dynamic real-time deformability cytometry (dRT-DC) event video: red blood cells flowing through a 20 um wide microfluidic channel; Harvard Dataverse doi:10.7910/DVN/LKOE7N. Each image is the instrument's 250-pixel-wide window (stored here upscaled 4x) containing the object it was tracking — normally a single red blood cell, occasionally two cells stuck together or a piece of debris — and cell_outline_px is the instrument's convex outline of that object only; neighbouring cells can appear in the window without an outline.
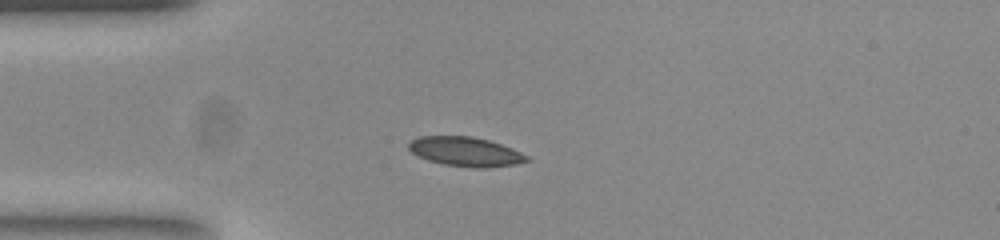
{"species": "common noctule bat (a hibernating species)", "species_latin": "Nyctalus noctula", "temperature_condition": "room temperature", "stored_images_in_passage": 40, "camera_frame_rate_fps": 3000, "um_per_image_px": 0.085, "animal": {"sex": "female", "body_mass_g": 23.0, "forearm_length_mm": 53.4}, "frame": {"image": 1, "passage_image": 1, "time_ms": 0.0, "image_size_px": [1000, 240], "cell_outline_px": [[528, 160], [516, 164], [484, 168], [480, 168], [444, 164], [428, 160], [412, 152], [408, 148], [408, 144], [412, 140], [420, 136], [472, 136], [488, 140], [512, 148], [528, 156]], "centroid_in_image_um": [39.56, 12.88], "position_along_channel_um": 45.4, "area_um2": 19.88}}
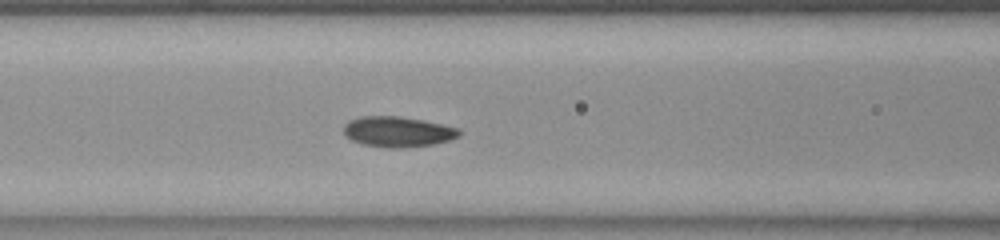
{"frame": {"image": 2, "passage_image": 9, "time_ms": 2.667, "image_size_px": [1000, 240], "cell_outline_px": [[460, 132], [456, 136], [448, 140], [432, 144], [400, 148], [388, 148], [364, 144], [352, 140], [344, 132], [344, 124], [348, 120], [360, 116], [400, 116], [424, 120], [460, 128]], "centroid_in_image_um": [33.78, 11.18], "position_along_channel_um": 132.8, "area_um2": 20.35}}
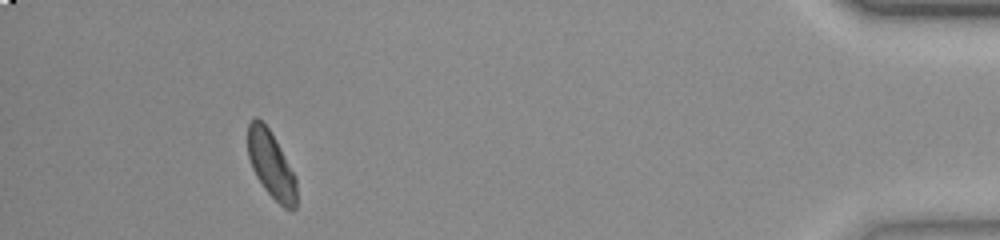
{"frame": {"image": 3, "passage_image": 36, "time_ms": 11.667, "image_size_px": [1000, 240], "cell_outline_px": [[296, 208], [292, 212], [284, 208], [264, 188], [256, 176], [252, 168], [248, 156], [248, 124], [256, 116], [268, 128], [276, 140], [296, 176]], "centroid_in_image_um": [23.06, 14.02], "position_along_channel_um": 412.1, "area_um2": 18.9}, "authors_computed_cell_mechanics": {"area_um2": 19.8832, "velocity_mm_per_s": 3.8461, "shape_relaxation_time_tau1_ms": 2.4092, "shape_relaxation_time_tau2_ms": null, "deformation_change_tau1": 0.0812, "deformation_change_tau2": null}}